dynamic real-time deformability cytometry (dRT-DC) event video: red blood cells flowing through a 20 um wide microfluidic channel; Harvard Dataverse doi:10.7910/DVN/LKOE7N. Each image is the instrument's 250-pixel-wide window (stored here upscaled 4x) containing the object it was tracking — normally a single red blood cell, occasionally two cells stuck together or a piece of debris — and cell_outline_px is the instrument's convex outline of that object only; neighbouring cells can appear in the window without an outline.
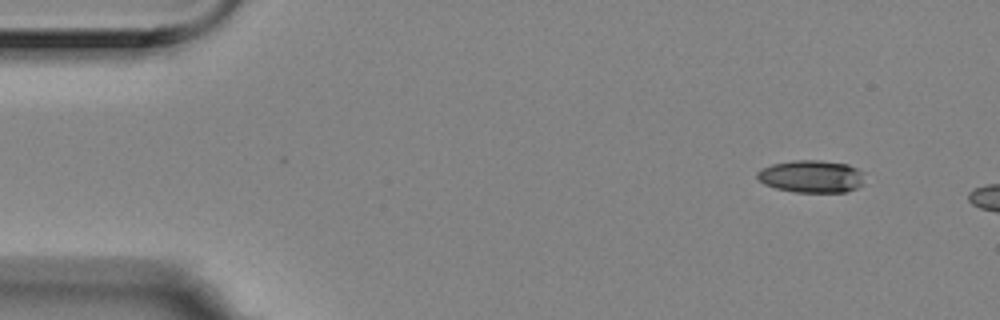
{"species": "Egyptian fruit bat (a non-hibernating species)", "species_latin": "Rousettus aegyptiacus", "temperature_condition": "room temperature", "stored_images_in_passage": 3, "camera_frame_rate_fps": 3000, "um_per_image_px": 0.085, "animal": {"sex": "female"}, "frame": {"image": 1, "passage_image": 3, "time_ms": 0.667, "image_size_px": [1000, 320], "cell_outline_px": [[864, 184], [856, 188], [844, 192], [796, 192], [776, 188], [764, 184], [756, 176], [756, 172], [760, 168], [772, 164], [796, 160], [820, 160], [848, 164], [864, 172]], "centroid_in_image_um": [68.99, 14.99], "position_along_channel_um": 16.0, "area_um2": 20.46}}